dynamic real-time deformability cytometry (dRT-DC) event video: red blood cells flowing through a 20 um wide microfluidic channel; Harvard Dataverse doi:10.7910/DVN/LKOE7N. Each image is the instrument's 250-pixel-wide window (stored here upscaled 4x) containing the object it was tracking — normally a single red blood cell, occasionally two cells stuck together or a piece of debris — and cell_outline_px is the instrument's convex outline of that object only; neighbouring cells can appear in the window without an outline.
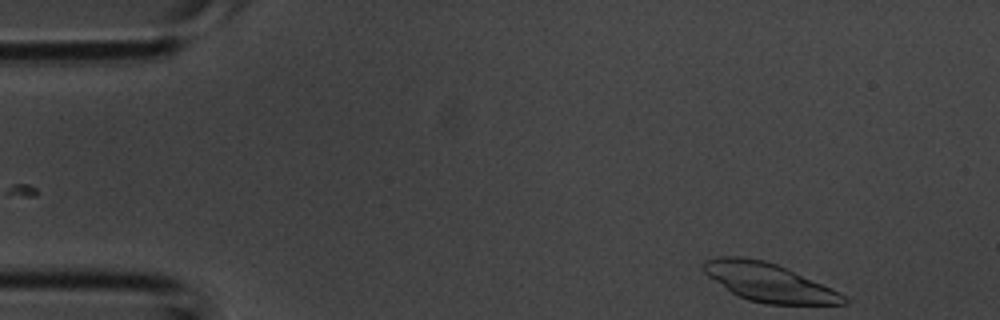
{"species": "common noctule bat (a hibernating species)", "species_latin": "Nyctalus noctula", "temperature_condition": "room temperature", "stored_images_in_passage": 4, "camera_frame_rate_fps": 3000, "um_per_image_px": 0.085, "animal": {"sex": "male", "body_mass_g": 20.1, "forearm_length_mm": 53.5}, "frame": {"image": 1, "passage_image": 4, "time_ms": 1.0, "image_size_px": [1000, 320], "cell_outline_px": [[848, 304], [768, 304], [748, 300], [736, 296], [708, 276], [704, 272], [700, 264], [704, 260], [716, 256], [740, 256], [764, 260], [776, 264], [840, 292], [848, 300]], "centroid_in_image_um": [65.27, 23.99], "position_along_channel_um": 19.7, "area_um2": 31.27}}